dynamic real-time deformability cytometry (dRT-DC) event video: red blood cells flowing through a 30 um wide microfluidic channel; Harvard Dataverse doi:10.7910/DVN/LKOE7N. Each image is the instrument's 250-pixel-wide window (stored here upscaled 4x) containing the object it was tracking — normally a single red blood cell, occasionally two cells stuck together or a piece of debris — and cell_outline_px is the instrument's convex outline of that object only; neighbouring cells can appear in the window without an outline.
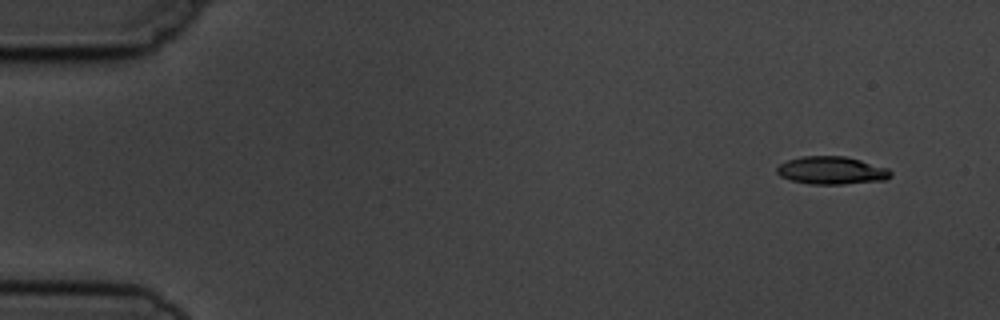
{"species": "common noctule bat (a hibernating species)", "species_latin": "Nyctalus noctula", "temperature_condition": "cold", "stored_images_in_passage": 4, "camera_frame_rate_fps": 3000, "um_per_image_px": 0.085, "animal": {"sex": "male", "body_mass_g": 19.5, "forearm_length_mm": 54.6}, "frame": {"image": 1, "passage_image": 1, "time_ms": 0.0, "image_size_px": [1000, 320], "cell_outline_px": [[892, 176], [884, 180], [844, 184], [812, 184], [792, 180], [780, 176], [776, 172], [776, 168], [780, 164], [788, 160], [800, 156], [844, 156], [860, 160], [888, 168], [892, 172]], "centroid_in_image_um": [70.69, 14.48], "position_along_channel_um": 14.3, "area_um2": 18.38}}
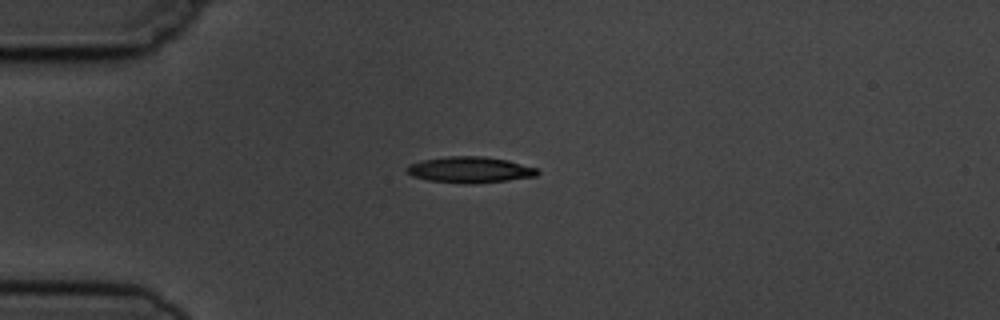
{"frame": {"image": 2, "passage_image": 4, "time_ms": 3.333, "image_size_px": [1000, 320], "cell_outline_px": [[540, 172], [536, 176], [508, 180], [472, 184], [464, 184], [428, 180], [412, 176], [408, 172], [408, 164], [420, 160], [448, 156], [484, 156], [508, 160], [536, 168]], "centroid_in_image_um": [39.94, 14.43], "position_along_channel_um": 45.1, "area_um2": 19.88}}